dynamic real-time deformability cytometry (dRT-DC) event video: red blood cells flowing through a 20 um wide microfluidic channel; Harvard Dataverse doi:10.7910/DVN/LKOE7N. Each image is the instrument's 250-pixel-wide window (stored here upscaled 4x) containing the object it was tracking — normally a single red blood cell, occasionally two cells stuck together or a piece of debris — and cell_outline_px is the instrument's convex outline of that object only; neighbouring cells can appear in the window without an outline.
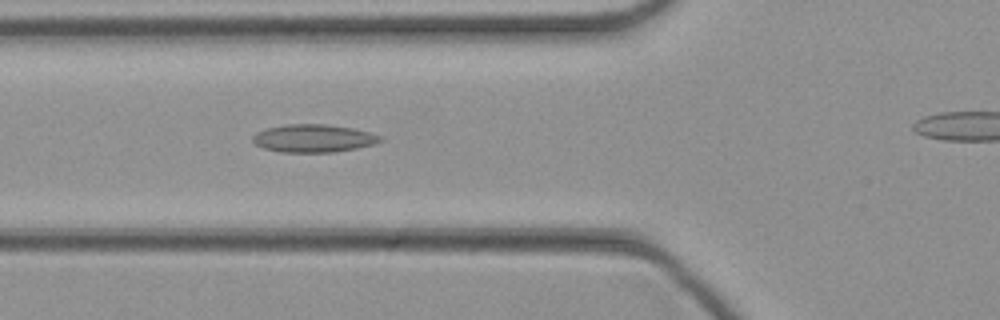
{"species": "common noctule bat (a hibernating species)", "species_latin": "Nyctalus noctula", "temperature_condition": "cold", "stored_images_in_passage": 28, "camera_frame_rate_fps": 3000, "um_per_image_px": 0.085, "animal": {"sex": "female", "body_mass_g": 21.9}, "frame": {"image": 1, "passage_image": 7, "time_ms": 2.0, "image_size_px": [1000, 320], "cell_outline_px": [[384, 140], [376, 144], [356, 148], [332, 152], [280, 152], [264, 148], [256, 144], [252, 140], [252, 136], [256, 132], [268, 128], [284, 124], [324, 124], [352, 128], [384, 136]], "centroid_in_image_um": [26.67, 11.75], "position_along_channel_um": 99.1, "area_um2": 20.75}}
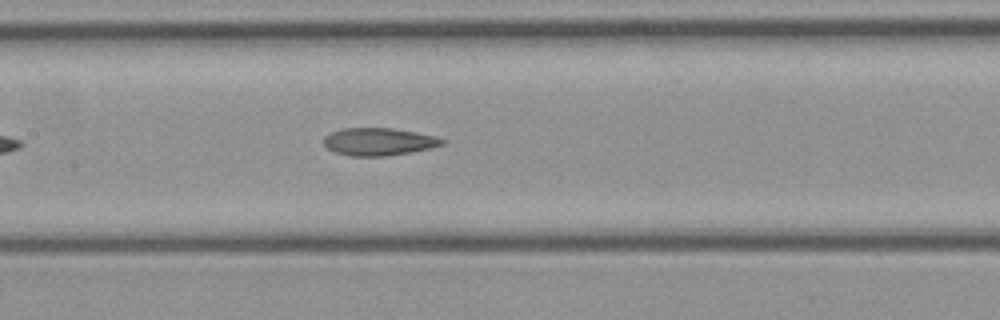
{"frame": {"image": 2, "passage_image": 12, "time_ms": 3.667, "image_size_px": [1000, 320], "cell_outline_px": [[448, 140], [444, 144], [428, 148], [408, 152], [384, 156], [348, 156], [336, 152], [328, 148], [324, 144], [324, 136], [332, 132], [344, 128], [392, 128], [416, 132], [436, 136]], "centroid_in_image_um": [32.2, 12.03], "position_along_channel_um": 175.2, "area_um2": 18.9}}
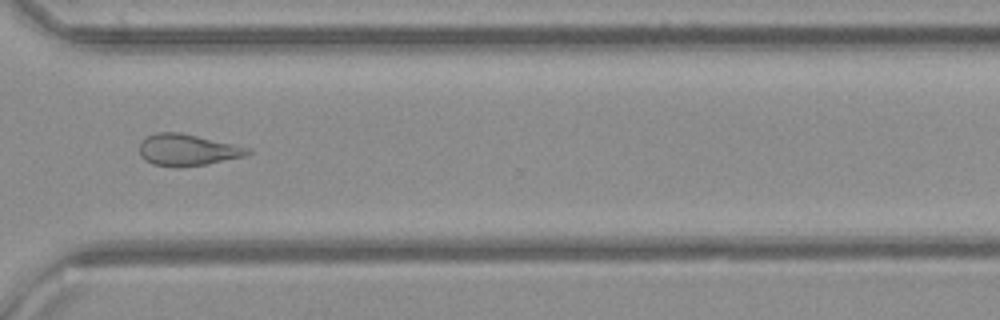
{"frame": {"image": 3, "passage_image": 24, "time_ms": 7.667, "image_size_px": [1000, 320], "cell_outline_px": [[252, 152], [244, 156], [204, 164], [180, 168], [176, 168], [152, 164], [144, 160], [140, 156], [140, 140], [156, 132], [180, 132], [252, 148]], "centroid_in_image_um": [15.9, 12.75], "position_along_channel_um": 354.7, "area_um2": 20.06}}